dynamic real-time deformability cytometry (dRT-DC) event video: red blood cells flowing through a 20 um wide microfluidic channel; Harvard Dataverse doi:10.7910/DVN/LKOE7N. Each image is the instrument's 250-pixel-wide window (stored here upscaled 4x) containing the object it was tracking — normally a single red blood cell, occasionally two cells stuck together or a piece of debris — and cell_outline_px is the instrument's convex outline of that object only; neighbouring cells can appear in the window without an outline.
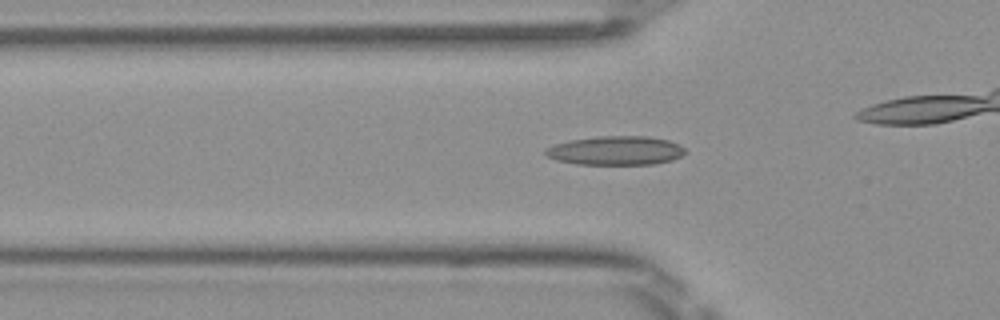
{"species": "Egyptian fruit bat (a non-hibernating species)", "species_latin": "Rousettus aegyptiacus", "temperature_condition": "room temperature", "stored_images_in_passage": 37, "camera_frame_rate_fps": 3000, "um_per_image_px": 0.085, "frame": {"image": 1, "passage_image": 10, "time_ms": 3.0, "image_size_px": [1000, 320], "cell_outline_px": [[688, 152], [672, 160], [656, 164], [576, 164], [556, 160], [548, 156], [544, 152], [544, 148], [568, 140], [596, 136], [648, 136], [668, 140], [684, 148]], "centroid_in_image_um": [52.32, 12.79], "position_along_channel_um": 73.5, "area_um2": 23.64}}
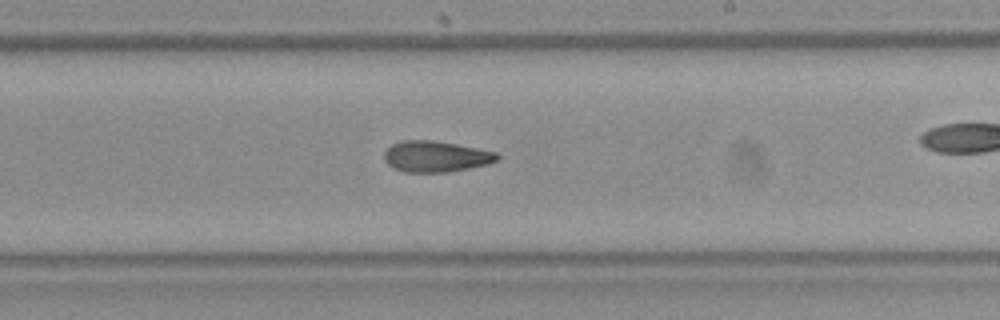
{"frame": {"image": 2, "passage_image": 23, "time_ms": 7.333, "image_size_px": [1000, 320], "cell_outline_px": [[500, 160], [488, 164], [448, 172], [404, 172], [392, 168], [384, 160], [384, 152], [392, 144], [404, 140], [432, 140], [456, 144], [496, 152], [500, 156]], "centroid_in_image_um": [37.04, 13.3], "position_along_channel_um": 252.0, "area_um2": 20.46}}
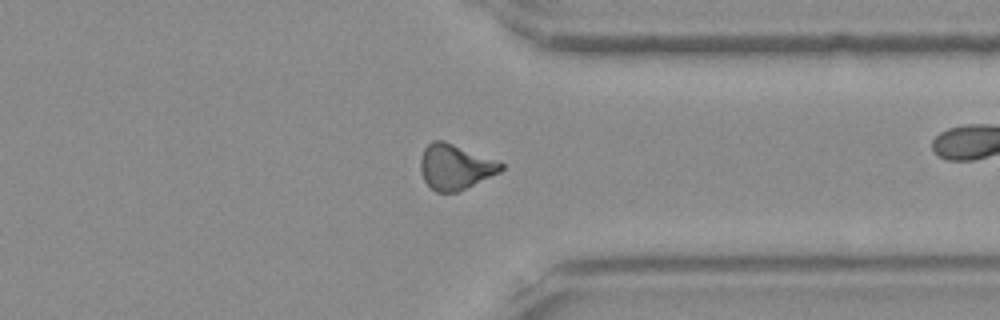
{"frame": {"image": 3, "passage_image": 32, "time_ms": 10.333, "image_size_px": [1000, 320], "cell_outline_px": [[504, 168], [500, 172], [456, 192], [436, 192], [424, 180], [420, 168], [420, 160], [424, 148], [432, 140], [444, 140], [500, 160], [504, 164]], "centroid_in_image_um": [38.71, 14.15], "position_along_channel_um": 372.7, "area_um2": 21.39}, "authors_computed_cell_mechanics": {"area_um2": 20.808, "velocity_mm_per_s": 4.0938, "shape_relaxation_time_tau1_ms": 6.3022, "shape_relaxation_time_tau2_ms": 5.0853, "deformation_change_tau1": 0.2125, "deformation_change_tau2": 0.1465}}